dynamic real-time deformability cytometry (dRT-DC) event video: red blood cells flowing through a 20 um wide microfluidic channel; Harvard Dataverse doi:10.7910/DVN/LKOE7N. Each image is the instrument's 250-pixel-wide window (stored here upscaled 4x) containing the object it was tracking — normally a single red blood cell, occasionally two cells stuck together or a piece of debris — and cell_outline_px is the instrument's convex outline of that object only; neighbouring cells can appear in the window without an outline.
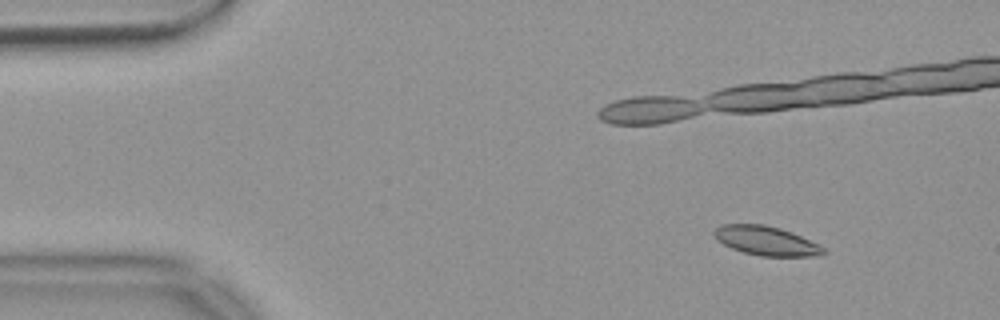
{"species": "common noctule bat (a hibernating species)", "species_latin": "Nyctalus noctula", "temperature_condition": "warm", "stored_images_in_passage": 23, "camera_frame_rate_fps": 3000, "um_per_image_px": 0.085, "animal": {"sex": "female", "body_mass_g": 18.4}, "frame": {"image": 1, "passage_image": 7, "time_ms": 2.0, "image_size_px": [1000, 320], "cell_outline_px": [[828, 252], [820, 256], [760, 256], [744, 252], [732, 248], [716, 240], [712, 232], [716, 228], [724, 224], [764, 224], [780, 228], [792, 232], [824, 248]], "centroid_in_image_um": [65.11, 20.47], "position_along_channel_um": 19.9, "area_um2": 18.5}}